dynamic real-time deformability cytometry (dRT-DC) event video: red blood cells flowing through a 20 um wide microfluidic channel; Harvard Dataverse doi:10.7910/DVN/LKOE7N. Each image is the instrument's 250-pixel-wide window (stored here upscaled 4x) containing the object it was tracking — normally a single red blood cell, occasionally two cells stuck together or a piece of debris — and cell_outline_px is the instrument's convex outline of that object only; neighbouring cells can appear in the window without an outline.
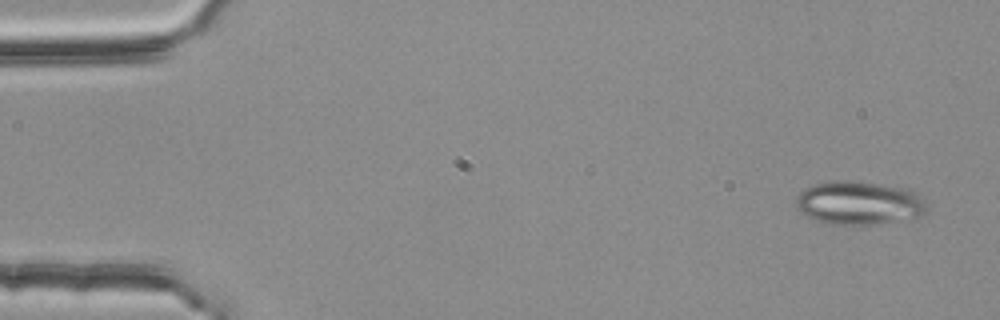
{"species": "common noctule bat (a hibernating species)", "species_latin": "Nyctalus noctula", "temperature_condition": "room temperature", "stored_images_in_passage": 5, "camera_frame_rate_fps": 3000, "um_per_image_px": 0.085, "animal": {"sex": "female", "body_mass_g": 25.1}, "frame": {"image": 1, "passage_image": 1, "time_ms": 0.0, "image_size_px": [1000, 320], "cell_outline_px": [[928, 208], [924, 212], [916, 216], [896, 220], [872, 224], [832, 224], [812, 220], [800, 212], [796, 208], [796, 196], [804, 188], [816, 184], [832, 180], [848, 180], [908, 188], [920, 196], [924, 200]], "centroid_in_image_um": [72.95, 17.24], "position_along_channel_um": 12.1, "area_um2": 32.95}}